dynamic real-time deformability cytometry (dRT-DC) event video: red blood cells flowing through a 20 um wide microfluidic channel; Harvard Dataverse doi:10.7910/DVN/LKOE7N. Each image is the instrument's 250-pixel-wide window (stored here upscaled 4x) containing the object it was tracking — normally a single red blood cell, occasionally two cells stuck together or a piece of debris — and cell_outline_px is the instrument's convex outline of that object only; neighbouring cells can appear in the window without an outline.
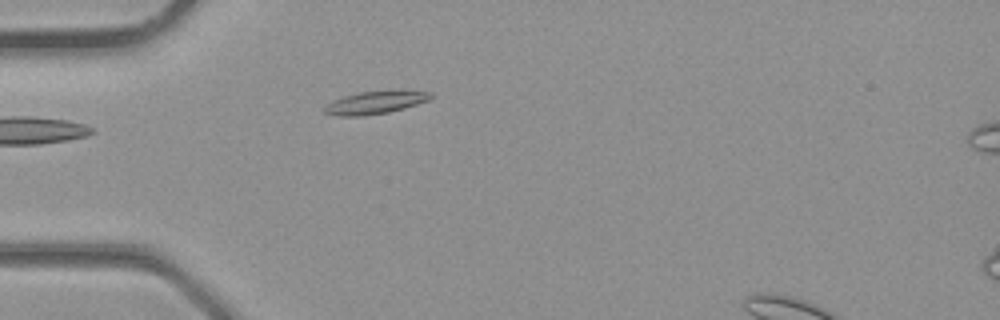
{"species": "common noctule bat (a hibernating species)", "species_latin": "Nyctalus noctula", "temperature_condition": "room temperature", "stored_images_in_passage": 3, "camera_frame_rate_fps": 3000, "um_per_image_px": 0.085, "animal": {"sex": "male", "body_mass_g": 23.1, "forearm_length_mm": 52.7}, "frame": {"image": 1, "passage_image": 2, "time_ms": 0.333, "image_size_px": [1000, 320], "cell_outline_px": [[432, 96], [428, 100], [404, 108], [388, 112], [364, 116], [340, 116], [324, 112], [324, 108], [332, 100], [344, 96], [360, 92], [432, 92]], "centroid_in_image_um": [31.82, 8.75], "position_along_channel_um": 53.2, "area_um2": 13.41}}